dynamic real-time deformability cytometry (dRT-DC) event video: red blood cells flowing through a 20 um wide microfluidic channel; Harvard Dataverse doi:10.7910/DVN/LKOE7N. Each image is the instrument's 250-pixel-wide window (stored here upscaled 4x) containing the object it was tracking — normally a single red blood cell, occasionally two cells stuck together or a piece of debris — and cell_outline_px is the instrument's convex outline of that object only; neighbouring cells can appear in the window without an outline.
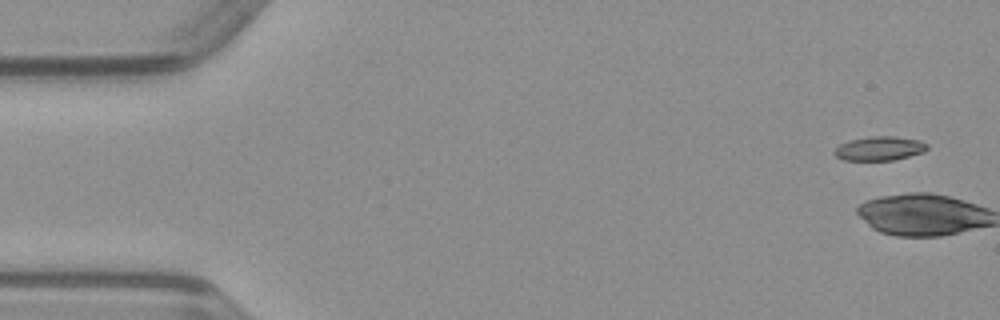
{"species": "common noctule bat (a hibernating species)", "species_latin": "Nyctalus noctula", "temperature_condition": "warm", "stored_images_in_passage": 2, "camera_frame_rate_fps": 3000, "um_per_image_px": 0.085, "animal": {"sex": "male", "body_mass_g": 23.1, "forearm_length_mm": 52.7}, "frame": {"image": 1, "passage_image": 1, "time_ms": 0.0, "image_size_px": [1000, 320], "cell_outline_px": [[928, 148], [924, 152], [892, 160], [844, 160], [836, 156], [832, 152], [840, 144], [848, 140], [872, 136], [896, 136], [920, 140], [928, 144]], "centroid_in_image_um": [74.76, 12.61], "position_along_channel_um": 10.2, "area_um2": 13.06}}